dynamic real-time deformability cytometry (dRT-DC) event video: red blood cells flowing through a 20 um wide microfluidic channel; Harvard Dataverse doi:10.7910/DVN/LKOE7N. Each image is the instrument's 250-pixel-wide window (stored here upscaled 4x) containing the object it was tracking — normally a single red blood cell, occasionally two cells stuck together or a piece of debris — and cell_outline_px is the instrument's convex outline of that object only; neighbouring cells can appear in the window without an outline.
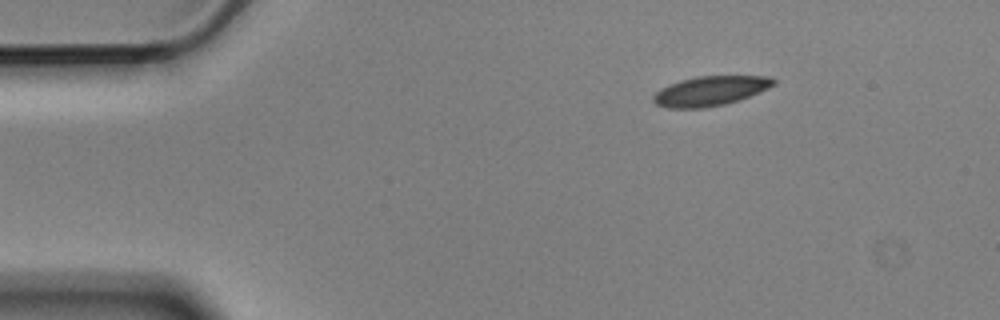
{"species": "Egyptian fruit bat (a non-hibernating species)", "species_latin": "Rousettus aegyptiacus", "temperature_condition": "cold", "stored_images_in_passage": 3, "camera_frame_rate_fps": 3000, "um_per_image_px": 0.085, "animal": {"sex": "male"}, "frame": {"image": 1, "passage_image": 1, "time_ms": 0.0, "image_size_px": [1000, 320], "cell_outline_px": [[776, 84], [768, 88], [748, 96], [724, 104], [704, 108], [668, 108], [656, 104], [652, 100], [652, 96], [660, 88], [668, 84], [680, 80], [696, 76], [764, 76], [776, 80]], "centroid_in_image_um": [60.31, 7.72], "position_along_channel_um": 24.7, "area_um2": 20.63}}
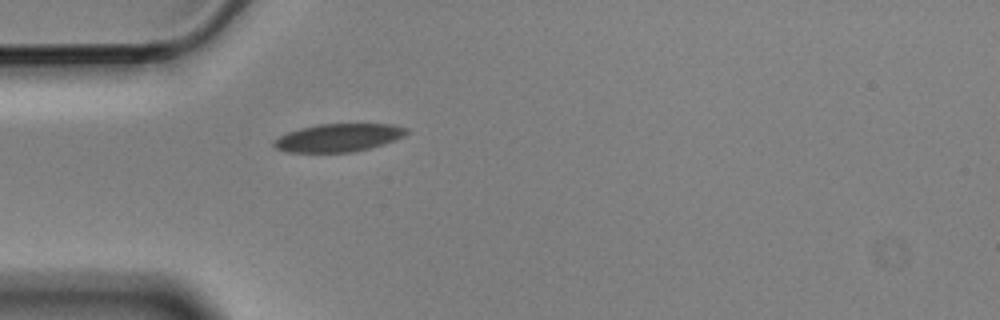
{"frame": {"image": 2, "passage_image": 3, "time_ms": 0.667, "image_size_px": [1000, 320], "cell_outline_px": [[408, 132], [404, 136], [368, 148], [352, 152], [284, 152], [276, 148], [272, 144], [272, 140], [288, 132], [300, 128], [316, 124], [396, 124], [408, 128]], "centroid_in_image_um": [28.72, 11.69], "position_along_channel_um": 56.3, "area_um2": 21.56}}